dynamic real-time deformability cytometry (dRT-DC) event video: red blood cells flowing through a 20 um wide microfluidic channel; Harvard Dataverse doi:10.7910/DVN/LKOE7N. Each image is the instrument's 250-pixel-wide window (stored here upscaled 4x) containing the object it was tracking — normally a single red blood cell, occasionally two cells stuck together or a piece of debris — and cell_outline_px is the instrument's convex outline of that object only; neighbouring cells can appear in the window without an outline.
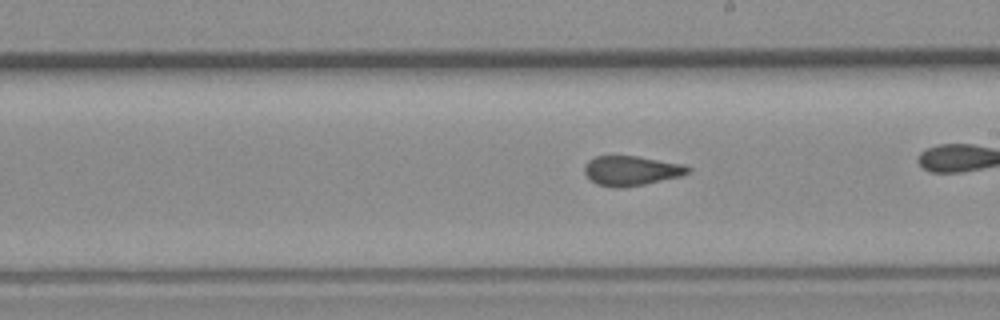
{"species": "common noctule bat (a hibernating species)", "species_latin": "Nyctalus noctula", "temperature_condition": "room temperature", "stored_images_in_passage": 42, "camera_frame_rate_fps": 3000, "um_per_image_px": 0.085, "animal": {"sex": "female", "body_mass_g": 19.3, "forearm_length_mm": 54.1}, "frame": {"image": 1, "passage_image": 30, "time_ms": 9.667, "image_size_px": [1000, 320], "cell_outline_px": [[692, 168], [688, 172], [680, 176], [644, 184], [620, 188], [616, 188], [596, 184], [584, 172], [584, 164], [588, 160], [596, 156], [636, 156], [684, 164]], "centroid_in_image_um": [53.64, 14.5], "position_along_channel_um": 235.4, "area_um2": 17.8}}